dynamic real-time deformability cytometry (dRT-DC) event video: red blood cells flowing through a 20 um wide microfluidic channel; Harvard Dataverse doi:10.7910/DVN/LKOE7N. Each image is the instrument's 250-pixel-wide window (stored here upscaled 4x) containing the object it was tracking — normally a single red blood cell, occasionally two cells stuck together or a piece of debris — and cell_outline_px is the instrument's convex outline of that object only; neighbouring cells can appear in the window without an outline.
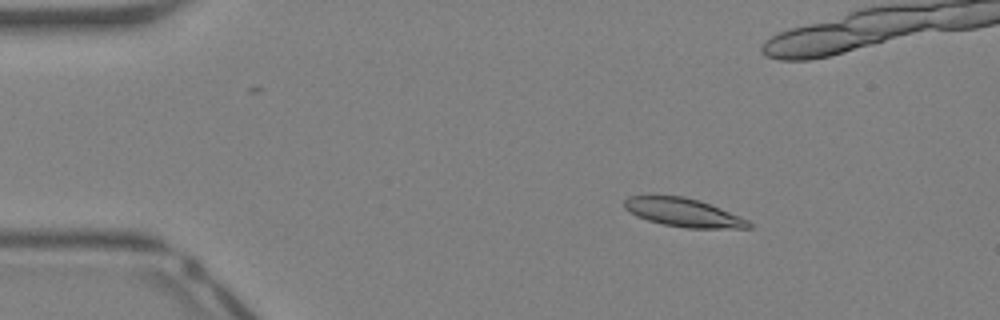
{"species": "Egyptian fruit bat (a non-hibernating species)", "species_latin": "Rousettus aegyptiacus", "temperature_condition": "warm", "stored_images_in_passage": 38, "camera_frame_rate_fps": 3000, "um_per_image_px": 0.085, "animal": {"sex": "female"}, "frame": {"image": 1, "passage_image": 2, "time_ms": 0.333, "image_size_px": [1000, 320], "cell_outline_px": [[752, 228], [688, 228], [664, 224], [648, 220], [636, 216], [624, 208], [624, 200], [628, 196], [648, 192], [684, 196], [700, 200], [720, 208], [748, 220], [752, 224]], "centroid_in_image_um": [57.99, 18.0], "position_along_channel_um": 27.0, "area_um2": 21.27}}
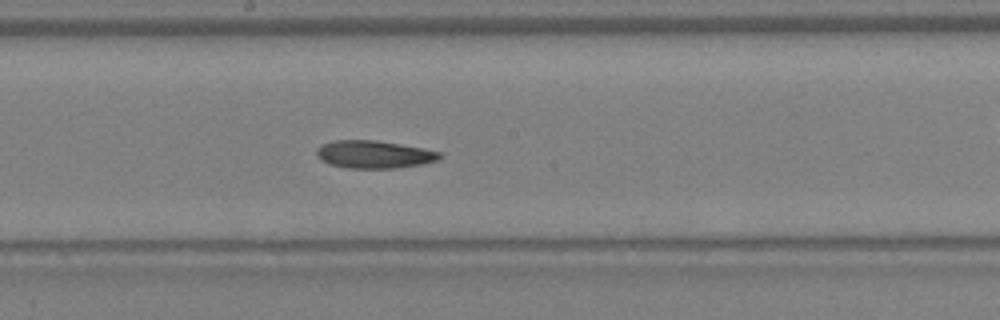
{"frame": {"image": 2, "passage_image": 18, "time_ms": 5.667, "image_size_px": [1000, 320], "cell_outline_px": [[440, 160], [420, 164], [396, 168], [348, 168], [332, 164], [320, 160], [316, 156], [316, 148], [320, 144], [332, 140], [372, 140], [400, 144], [424, 148], [440, 152]], "centroid_in_image_um": [31.75, 13.12], "position_along_channel_um": 216.4, "area_um2": 19.88}}
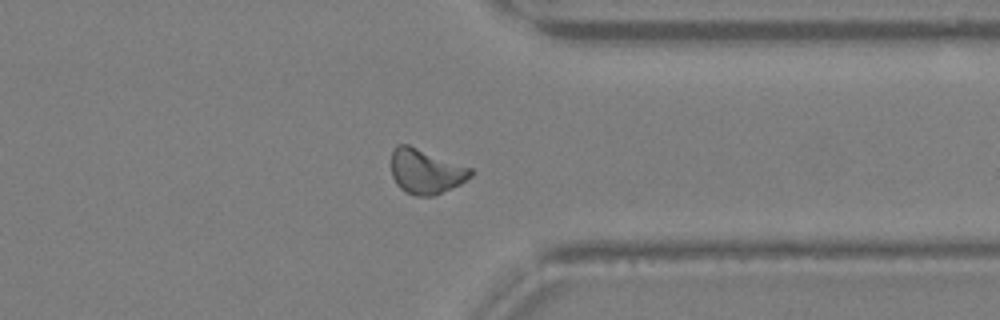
{"frame": {"image": 3, "passage_image": 28, "time_ms": 9.0, "image_size_px": [1000, 320], "cell_outline_px": [[472, 176], [460, 184], [432, 196], [412, 196], [404, 192], [396, 184], [392, 176], [392, 152], [396, 144], [408, 144], [472, 168]], "centroid_in_image_um": [36.17, 14.57], "position_along_channel_um": 375.2, "area_um2": 20.75}, "authors_computed_cell_mechanics": {"area_um2": 20.4612, "velocity_mm_per_s": 4.8627, "shape_relaxation_time_tau1_ms": 10.6627, "shape_relaxation_time_tau2_ms": null, "deformation_change_tau1": 0.2592, "deformation_change_tau2": null}}